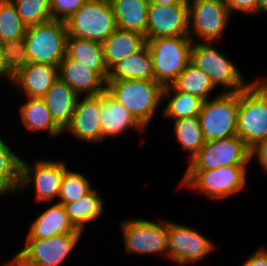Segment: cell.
I'll list each match as a JSON object with an SVG mask.
<instances>
[{"label": "cell", "instance_id": "2", "mask_svg": "<svg viewBox=\"0 0 267 266\" xmlns=\"http://www.w3.org/2000/svg\"><path fill=\"white\" fill-rule=\"evenodd\" d=\"M237 136L249 148L267 139V79L257 78L239 91Z\"/></svg>", "mask_w": 267, "mask_h": 266}, {"label": "cell", "instance_id": "20", "mask_svg": "<svg viewBox=\"0 0 267 266\" xmlns=\"http://www.w3.org/2000/svg\"><path fill=\"white\" fill-rule=\"evenodd\" d=\"M83 233L70 222L65 207L54 203L30 224L26 239H45L60 234Z\"/></svg>", "mask_w": 267, "mask_h": 266}, {"label": "cell", "instance_id": "24", "mask_svg": "<svg viewBox=\"0 0 267 266\" xmlns=\"http://www.w3.org/2000/svg\"><path fill=\"white\" fill-rule=\"evenodd\" d=\"M66 56L88 66L96 71L105 81L109 76V70L104 61L102 43L81 39L74 36H67Z\"/></svg>", "mask_w": 267, "mask_h": 266}, {"label": "cell", "instance_id": "27", "mask_svg": "<svg viewBox=\"0 0 267 266\" xmlns=\"http://www.w3.org/2000/svg\"><path fill=\"white\" fill-rule=\"evenodd\" d=\"M166 98L168 102L162 115L172 121L199 116L204 101L196 95L175 90L171 85L164 86L162 100Z\"/></svg>", "mask_w": 267, "mask_h": 266}, {"label": "cell", "instance_id": "4", "mask_svg": "<svg viewBox=\"0 0 267 266\" xmlns=\"http://www.w3.org/2000/svg\"><path fill=\"white\" fill-rule=\"evenodd\" d=\"M248 166H228L208 170H186L179 187L187 186L216 200L241 191L246 185Z\"/></svg>", "mask_w": 267, "mask_h": 266}, {"label": "cell", "instance_id": "7", "mask_svg": "<svg viewBox=\"0 0 267 266\" xmlns=\"http://www.w3.org/2000/svg\"><path fill=\"white\" fill-rule=\"evenodd\" d=\"M193 42L190 62L209 76L215 88L222 85L225 90L223 93H235L249 84L233 62L212 46V42Z\"/></svg>", "mask_w": 267, "mask_h": 266}, {"label": "cell", "instance_id": "9", "mask_svg": "<svg viewBox=\"0 0 267 266\" xmlns=\"http://www.w3.org/2000/svg\"><path fill=\"white\" fill-rule=\"evenodd\" d=\"M239 92L221 93L203 101L199 119L207 141L230 138L237 135Z\"/></svg>", "mask_w": 267, "mask_h": 266}, {"label": "cell", "instance_id": "3", "mask_svg": "<svg viewBox=\"0 0 267 266\" xmlns=\"http://www.w3.org/2000/svg\"><path fill=\"white\" fill-rule=\"evenodd\" d=\"M193 41L189 36L150 38L147 47L152 57L155 81L171 85L191 60Z\"/></svg>", "mask_w": 267, "mask_h": 266}, {"label": "cell", "instance_id": "37", "mask_svg": "<svg viewBox=\"0 0 267 266\" xmlns=\"http://www.w3.org/2000/svg\"><path fill=\"white\" fill-rule=\"evenodd\" d=\"M231 15L234 12H243L247 14L258 13V0H225Z\"/></svg>", "mask_w": 267, "mask_h": 266}, {"label": "cell", "instance_id": "10", "mask_svg": "<svg viewBox=\"0 0 267 266\" xmlns=\"http://www.w3.org/2000/svg\"><path fill=\"white\" fill-rule=\"evenodd\" d=\"M123 243L127 253L151 255L163 254L169 258L167 220L155 222L131 218L121 223Z\"/></svg>", "mask_w": 267, "mask_h": 266}, {"label": "cell", "instance_id": "18", "mask_svg": "<svg viewBox=\"0 0 267 266\" xmlns=\"http://www.w3.org/2000/svg\"><path fill=\"white\" fill-rule=\"evenodd\" d=\"M101 142L106 137H116L129 129L145 131L131 113L107 91L101 94Z\"/></svg>", "mask_w": 267, "mask_h": 266}, {"label": "cell", "instance_id": "6", "mask_svg": "<svg viewBox=\"0 0 267 266\" xmlns=\"http://www.w3.org/2000/svg\"><path fill=\"white\" fill-rule=\"evenodd\" d=\"M67 36L66 22L61 20L27 27L24 38L30 63L59 66L66 55Z\"/></svg>", "mask_w": 267, "mask_h": 266}, {"label": "cell", "instance_id": "26", "mask_svg": "<svg viewBox=\"0 0 267 266\" xmlns=\"http://www.w3.org/2000/svg\"><path fill=\"white\" fill-rule=\"evenodd\" d=\"M20 106V118L28 131H47L50 137H58L64 130L55 122L43 98H26Z\"/></svg>", "mask_w": 267, "mask_h": 266}, {"label": "cell", "instance_id": "30", "mask_svg": "<svg viewBox=\"0 0 267 266\" xmlns=\"http://www.w3.org/2000/svg\"><path fill=\"white\" fill-rule=\"evenodd\" d=\"M173 125L176 142L183 151H189L190 161L206 143L199 116L176 120Z\"/></svg>", "mask_w": 267, "mask_h": 266}, {"label": "cell", "instance_id": "16", "mask_svg": "<svg viewBox=\"0 0 267 266\" xmlns=\"http://www.w3.org/2000/svg\"><path fill=\"white\" fill-rule=\"evenodd\" d=\"M101 94L80 96L77 100L71 123L64 132L87 143L101 142Z\"/></svg>", "mask_w": 267, "mask_h": 266}, {"label": "cell", "instance_id": "34", "mask_svg": "<svg viewBox=\"0 0 267 266\" xmlns=\"http://www.w3.org/2000/svg\"><path fill=\"white\" fill-rule=\"evenodd\" d=\"M90 181L79 172L70 171L68 168L64 172L62 184L59 192V204H67L77 201L82 196L87 195L92 188Z\"/></svg>", "mask_w": 267, "mask_h": 266}, {"label": "cell", "instance_id": "36", "mask_svg": "<svg viewBox=\"0 0 267 266\" xmlns=\"http://www.w3.org/2000/svg\"><path fill=\"white\" fill-rule=\"evenodd\" d=\"M86 0H50L52 19L66 21L77 12Z\"/></svg>", "mask_w": 267, "mask_h": 266}, {"label": "cell", "instance_id": "32", "mask_svg": "<svg viewBox=\"0 0 267 266\" xmlns=\"http://www.w3.org/2000/svg\"><path fill=\"white\" fill-rule=\"evenodd\" d=\"M27 26L10 0H0V43L25 36Z\"/></svg>", "mask_w": 267, "mask_h": 266}, {"label": "cell", "instance_id": "15", "mask_svg": "<svg viewBox=\"0 0 267 266\" xmlns=\"http://www.w3.org/2000/svg\"><path fill=\"white\" fill-rule=\"evenodd\" d=\"M189 36L188 0L173 5L149 3L147 40L150 38Z\"/></svg>", "mask_w": 267, "mask_h": 266}, {"label": "cell", "instance_id": "21", "mask_svg": "<svg viewBox=\"0 0 267 266\" xmlns=\"http://www.w3.org/2000/svg\"><path fill=\"white\" fill-rule=\"evenodd\" d=\"M42 98L55 122L64 130L71 123L79 95L59 77Z\"/></svg>", "mask_w": 267, "mask_h": 266}, {"label": "cell", "instance_id": "14", "mask_svg": "<svg viewBox=\"0 0 267 266\" xmlns=\"http://www.w3.org/2000/svg\"><path fill=\"white\" fill-rule=\"evenodd\" d=\"M167 221L169 259L177 266L198 262L212 253L216 246L192 227Z\"/></svg>", "mask_w": 267, "mask_h": 266}, {"label": "cell", "instance_id": "25", "mask_svg": "<svg viewBox=\"0 0 267 266\" xmlns=\"http://www.w3.org/2000/svg\"><path fill=\"white\" fill-rule=\"evenodd\" d=\"M117 28L137 32L147 40L148 0H110Z\"/></svg>", "mask_w": 267, "mask_h": 266}, {"label": "cell", "instance_id": "38", "mask_svg": "<svg viewBox=\"0 0 267 266\" xmlns=\"http://www.w3.org/2000/svg\"><path fill=\"white\" fill-rule=\"evenodd\" d=\"M256 157L263 171L267 172V139L258 141L250 148V159Z\"/></svg>", "mask_w": 267, "mask_h": 266}, {"label": "cell", "instance_id": "23", "mask_svg": "<svg viewBox=\"0 0 267 266\" xmlns=\"http://www.w3.org/2000/svg\"><path fill=\"white\" fill-rule=\"evenodd\" d=\"M127 79L155 81L153 61L147 44L140 51L122 59L109 70L107 81Z\"/></svg>", "mask_w": 267, "mask_h": 266}, {"label": "cell", "instance_id": "28", "mask_svg": "<svg viewBox=\"0 0 267 266\" xmlns=\"http://www.w3.org/2000/svg\"><path fill=\"white\" fill-rule=\"evenodd\" d=\"M103 205L104 202L98 190L92 189L77 201L64 204V207L73 226L83 232L88 222L102 216Z\"/></svg>", "mask_w": 267, "mask_h": 266}, {"label": "cell", "instance_id": "1", "mask_svg": "<svg viewBox=\"0 0 267 266\" xmlns=\"http://www.w3.org/2000/svg\"><path fill=\"white\" fill-rule=\"evenodd\" d=\"M164 86L149 80L106 81V91L146 129L162 100Z\"/></svg>", "mask_w": 267, "mask_h": 266}, {"label": "cell", "instance_id": "35", "mask_svg": "<svg viewBox=\"0 0 267 266\" xmlns=\"http://www.w3.org/2000/svg\"><path fill=\"white\" fill-rule=\"evenodd\" d=\"M0 47L2 63L11 76L30 63L24 37L0 43Z\"/></svg>", "mask_w": 267, "mask_h": 266}, {"label": "cell", "instance_id": "19", "mask_svg": "<svg viewBox=\"0 0 267 266\" xmlns=\"http://www.w3.org/2000/svg\"><path fill=\"white\" fill-rule=\"evenodd\" d=\"M58 67L59 77L79 96H95L106 91V81L88 66L65 55Z\"/></svg>", "mask_w": 267, "mask_h": 266}, {"label": "cell", "instance_id": "42", "mask_svg": "<svg viewBox=\"0 0 267 266\" xmlns=\"http://www.w3.org/2000/svg\"><path fill=\"white\" fill-rule=\"evenodd\" d=\"M258 12L267 13V0H258Z\"/></svg>", "mask_w": 267, "mask_h": 266}, {"label": "cell", "instance_id": "39", "mask_svg": "<svg viewBox=\"0 0 267 266\" xmlns=\"http://www.w3.org/2000/svg\"><path fill=\"white\" fill-rule=\"evenodd\" d=\"M241 266H267V248L258 249Z\"/></svg>", "mask_w": 267, "mask_h": 266}, {"label": "cell", "instance_id": "29", "mask_svg": "<svg viewBox=\"0 0 267 266\" xmlns=\"http://www.w3.org/2000/svg\"><path fill=\"white\" fill-rule=\"evenodd\" d=\"M21 161L22 157L15 154L4 141L0 143V195L19 191Z\"/></svg>", "mask_w": 267, "mask_h": 266}, {"label": "cell", "instance_id": "41", "mask_svg": "<svg viewBox=\"0 0 267 266\" xmlns=\"http://www.w3.org/2000/svg\"><path fill=\"white\" fill-rule=\"evenodd\" d=\"M150 3H157L164 6L179 4L182 3L184 0H148Z\"/></svg>", "mask_w": 267, "mask_h": 266}, {"label": "cell", "instance_id": "11", "mask_svg": "<svg viewBox=\"0 0 267 266\" xmlns=\"http://www.w3.org/2000/svg\"><path fill=\"white\" fill-rule=\"evenodd\" d=\"M189 37L216 43L228 26L231 13L225 0H188ZM196 36V37H195Z\"/></svg>", "mask_w": 267, "mask_h": 266}, {"label": "cell", "instance_id": "5", "mask_svg": "<svg viewBox=\"0 0 267 266\" xmlns=\"http://www.w3.org/2000/svg\"><path fill=\"white\" fill-rule=\"evenodd\" d=\"M69 36L103 43L116 29L110 0H86L66 21Z\"/></svg>", "mask_w": 267, "mask_h": 266}, {"label": "cell", "instance_id": "22", "mask_svg": "<svg viewBox=\"0 0 267 266\" xmlns=\"http://www.w3.org/2000/svg\"><path fill=\"white\" fill-rule=\"evenodd\" d=\"M146 44L144 35L117 28L102 43L106 67L110 70L122 59L140 51Z\"/></svg>", "mask_w": 267, "mask_h": 266}, {"label": "cell", "instance_id": "17", "mask_svg": "<svg viewBox=\"0 0 267 266\" xmlns=\"http://www.w3.org/2000/svg\"><path fill=\"white\" fill-rule=\"evenodd\" d=\"M58 78V66L29 63L12 75L10 83L26 98H42Z\"/></svg>", "mask_w": 267, "mask_h": 266}, {"label": "cell", "instance_id": "13", "mask_svg": "<svg viewBox=\"0 0 267 266\" xmlns=\"http://www.w3.org/2000/svg\"><path fill=\"white\" fill-rule=\"evenodd\" d=\"M251 161L250 148L237 135L207 141L190 160L186 170H208L228 166H247Z\"/></svg>", "mask_w": 267, "mask_h": 266}, {"label": "cell", "instance_id": "31", "mask_svg": "<svg viewBox=\"0 0 267 266\" xmlns=\"http://www.w3.org/2000/svg\"><path fill=\"white\" fill-rule=\"evenodd\" d=\"M171 86L178 91L196 95L204 101L209 99L211 91L216 89L209 76L191 62L173 81Z\"/></svg>", "mask_w": 267, "mask_h": 266}, {"label": "cell", "instance_id": "8", "mask_svg": "<svg viewBox=\"0 0 267 266\" xmlns=\"http://www.w3.org/2000/svg\"><path fill=\"white\" fill-rule=\"evenodd\" d=\"M83 233L60 234L45 239H26L7 266H59L77 246Z\"/></svg>", "mask_w": 267, "mask_h": 266}, {"label": "cell", "instance_id": "33", "mask_svg": "<svg viewBox=\"0 0 267 266\" xmlns=\"http://www.w3.org/2000/svg\"><path fill=\"white\" fill-rule=\"evenodd\" d=\"M22 19L29 27L52 20L50 0H10Z\"/></svg>", "mask_w": 267, "mask_h": 266}, {"label": "cell", "instance_id": "12", "mask_svg": "<svg viewBox=\"0 0 267 266\" xmlns=\"http://www.w3.org/2000/svg\"><path fill=\"white\" fill-rule=\"evenodd\" d=\"M67 162L61 160H37L33 164L21 161V182L19 190L28 189L31 185L35 191L36 202H52L59 196Z\"/></svg>", "mask_w": 267, "mask_h": 266}, {"label": "cell", "instance_id": "40", "mask_svg": "<svg viewBox=\"0 0 267 266\" xmlns=\"http://www.w3.org/2000/svg\"><path fill=\"white\" fill-rule=\"evenodd\" d=\"M0 77H3L6 81L9 80V82H11L12 76L6 71L2 63L1 47H0Z\"/></svg>", "mask_w": 267, "mask_h": 266}]
</instances>
